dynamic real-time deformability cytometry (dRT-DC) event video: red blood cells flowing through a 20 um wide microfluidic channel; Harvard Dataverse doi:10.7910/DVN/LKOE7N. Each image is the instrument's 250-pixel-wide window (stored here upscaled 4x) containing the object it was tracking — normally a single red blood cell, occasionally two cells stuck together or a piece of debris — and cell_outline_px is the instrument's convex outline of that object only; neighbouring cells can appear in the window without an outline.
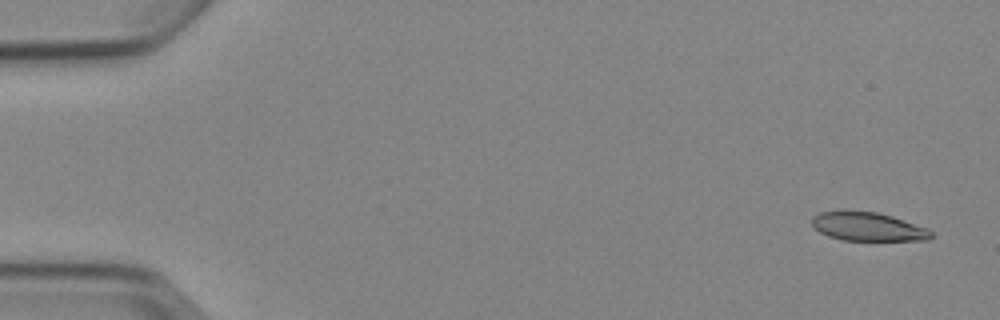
{"species": "Egyptian fruit bat (a non-hibernating species)", "species_latin": "Rousettus aegyptiacus", "temperature_condition": "cold", "stored_images_in_passage": 4, "camera_frame_rate_fps": 3000, "um_per_image_px": 0.085, "animal": {"sex": "female"}, "frame": {"image": 1, "passage_image": 1, "time_ms": 0.0, "image_size_px": [1000, 320], "cell_outline_px": [[932, 236], [928, 240], [844, 240], [828, 236], [820, 232], [812, 224], [812, 216], [820, 212], [876, 212], [892, 216], [928, 228], [932, 232]], "centroid_in_image_um": [73.8, 19.28], "position_along_channel_um": 11.2, "area_um2": 19.48}}